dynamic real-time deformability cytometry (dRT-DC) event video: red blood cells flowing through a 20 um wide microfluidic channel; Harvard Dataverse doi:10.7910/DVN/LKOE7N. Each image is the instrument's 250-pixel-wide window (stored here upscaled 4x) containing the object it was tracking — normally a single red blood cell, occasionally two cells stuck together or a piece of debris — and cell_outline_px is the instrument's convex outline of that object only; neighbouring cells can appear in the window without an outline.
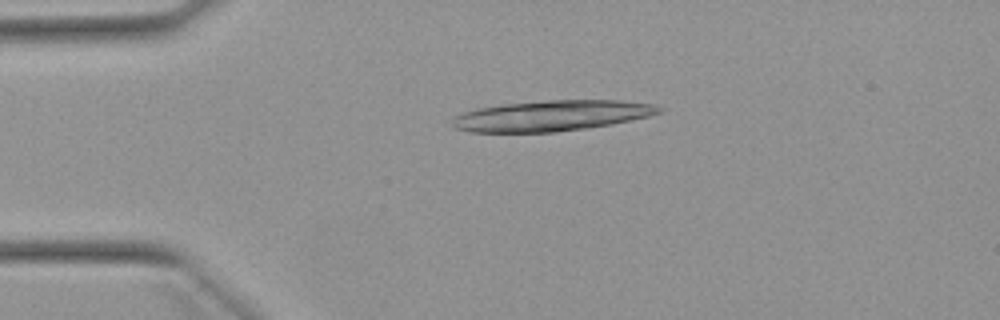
{"species": "Egyptian fruit bat (a non-hibernating species)", "species_latin": "Rousettus aegyptiacus", "temperature_condition": "warm", "stored_images_in_passage": 19, "camera_frame_rate_fps": 3000, "um_per_image_px": 0.085, "animal": {"sex": "female"}, "frame": {"image": 1, "passage_image": 11, "time_ms": 3.333, "image_size_px": [1000, 320], "cell_outline_px": [[664, 108], [660, 112], [648, 116], [612, 124], [584, 128], [552, 132], [468, 132], [452, 128], [452, 120], [456, 116], [464, 112], [476, 108], [504, 104], [548, 100], [620, 100], [652, 104]], "centroid_in_image_um": [46.85, 9.83], "position_along_channel_um": 38.2, "area_um2": 36.76}}